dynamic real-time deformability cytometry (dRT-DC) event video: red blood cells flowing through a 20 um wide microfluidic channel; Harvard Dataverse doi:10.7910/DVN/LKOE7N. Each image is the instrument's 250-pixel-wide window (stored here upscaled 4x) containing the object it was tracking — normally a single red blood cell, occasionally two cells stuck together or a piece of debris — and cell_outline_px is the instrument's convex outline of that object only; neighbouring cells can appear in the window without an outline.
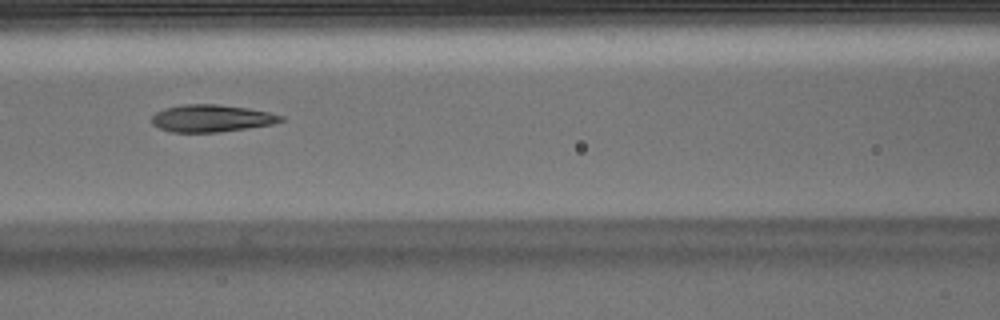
{"species": "Egyptian fruit bat (a non-hibernating species)", "species_latin": "Rousettus aegyptiacus", "temperature_condition": "warm", "stored_images_in_passage": 3, "camera_frame_rate_fps": 3000, "um_per_image_px": 0.085, "animal": {"sex": "male"}, "frame": {"image": 1, "passage_image": 3, "time_ms": 0.667, "image_size_px": [1000, 320], "cell_outline_px": [[284, 120], [276, 124], [220, 132], [172, 132], [160, 128], [152, 124], [152, 116], [156, 112], [164, 108], [184, 104], [220, 104], [248, 108], [268, 112], [284, 116]], "centroid_in_image_um": [18.0, 10.05], "position_along_channel_um": 148.6, "area_um2": 20.63}}